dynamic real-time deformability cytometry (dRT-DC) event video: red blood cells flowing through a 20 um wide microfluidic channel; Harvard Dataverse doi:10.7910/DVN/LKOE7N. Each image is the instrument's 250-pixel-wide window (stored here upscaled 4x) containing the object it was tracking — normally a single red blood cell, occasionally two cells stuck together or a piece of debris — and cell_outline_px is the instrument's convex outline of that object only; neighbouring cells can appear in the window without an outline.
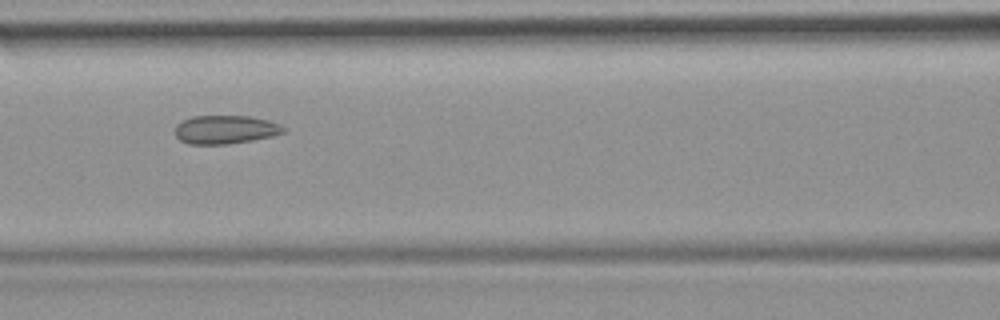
{"species": "common noctule bat (a hibernating species)", "species_latin": "Nyctalus noctula", "temperature_condition": "room temperature", "stored_images_in_passage": 40, "camera_frame_rate_fps": 3000, "um_per_image_px": 0.085, "animal": {"sex": "female", "body_mass_g": 19.9}, "frame": {"image": 1, "passage_image": 12, "time_ms": 3.667, "image_size_px": [1000, 320], "cell_outline_px": [[288, 128], [284, 132], [272, 136], [252, 140], [228, 144], [188, 144], [180, 140], [176, 136], [176, 124], [192, 116], [248, 116], [268, 120], [280, 124]], "centroid_in_image_um": [19.18, 11.01], "position_along_channel_um": 147.4, "area_um2": 18.03}, "authors_computed_cell_mechanics": {"area_um2": 19.3052, "velocity_mm_per_s": 3.9707, "shape_relaxation_time_tau1_ms": null, "shape_relaxation_time_tau2_ms": 1.9715, "deformation_change_tau1": null, "deformation_change_tau2": 0.0691}}